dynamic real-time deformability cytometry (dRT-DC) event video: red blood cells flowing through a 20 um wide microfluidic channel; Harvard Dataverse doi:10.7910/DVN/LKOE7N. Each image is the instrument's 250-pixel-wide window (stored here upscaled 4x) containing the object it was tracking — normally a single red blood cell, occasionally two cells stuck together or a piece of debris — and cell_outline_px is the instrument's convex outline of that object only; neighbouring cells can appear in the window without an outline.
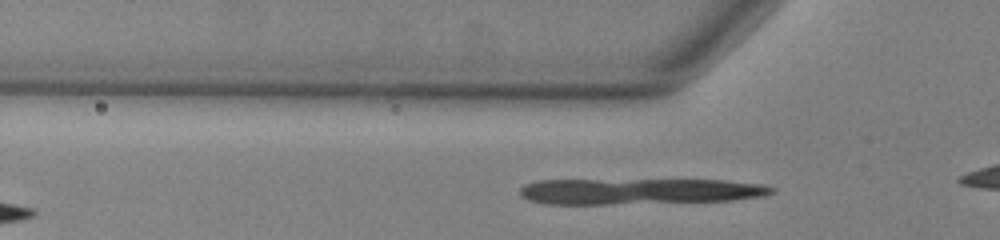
{"species": "common noctule bat (a hibernating species)", "species_latin": "Nyctalus noctula", "temperature_condition": "warm", "stored_images_in_passage": 32, "camera_frame_rate_fps": 3000, "um_per_image_px": 0.085, "animal": {"sex": "male", "body_mass_g": 13.0, "forearm_length_mm": 53.1}, "frame": {"image": 1, "passage_image": 6, "time_ms": 1.667, "image_size_px": [1000, 240], "cell_outline_px": [[776, 192], [764, 196], [732, 200], [608, 204], [544, 204], [528, 200], [520, 196], [520, 188], [524, 184], [536, 180], [724, 180], [760, 184], [776, 188]], "centroid_in_image_um": [54.31, 16.26], "position_along_channel_um": 71.5, "area_um2": 38.21}}
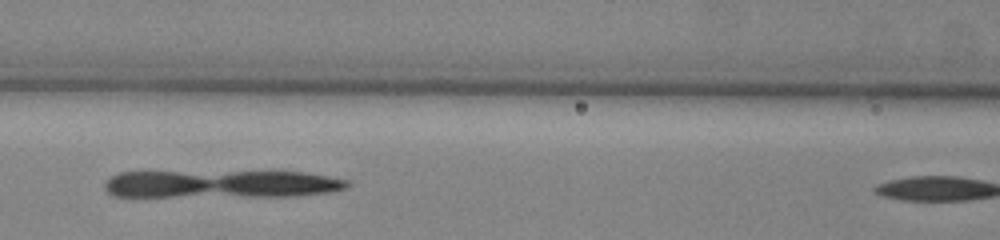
{"frame": {"image": 2, "passage_image": 12, "time_ms": 3.667, "image_size_px": [1000, 240], "cell_outline_px": [[352, 184], [348, 188], [328, 192], [296, 196], [112, 196], [104, 188], [104, 184], [112, 176], [120, 172], [304, 172], [348, 180]], "centroid_in_image_um": [18.85, 15.64], "position_along_channel_um": 147.8, "area_um2": 39.02}}